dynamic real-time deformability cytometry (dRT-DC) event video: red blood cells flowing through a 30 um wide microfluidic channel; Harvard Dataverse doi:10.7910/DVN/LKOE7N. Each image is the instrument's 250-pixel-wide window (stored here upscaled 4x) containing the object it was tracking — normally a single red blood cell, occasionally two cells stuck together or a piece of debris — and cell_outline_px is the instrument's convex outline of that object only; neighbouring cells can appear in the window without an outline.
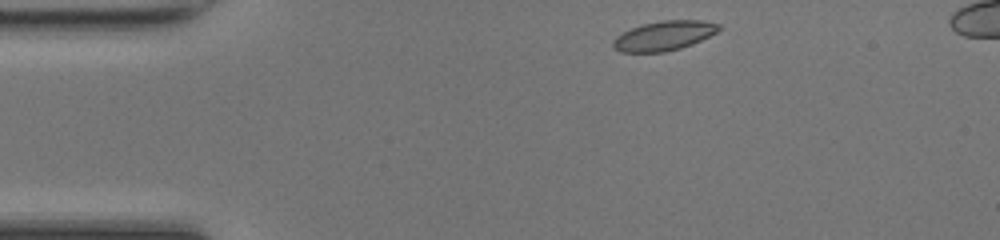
{"species": "common noctule bat (a hibernating species)", "species_latin": "Nyctalus noctula", "temperature_condition": "room temperature", "stored_images_in_passage": 40, "camera_frame_rate_fps": 3000, "um_per_image_px": 0.085, "animal": {"sex": "female", "body_mass_g": 17.0, "forearm_length_mm": 48.0}, "frame": {"image": 1, "passage_image": 1, "time_ms": 0.0, "image_size_px": [1000, 240], "cell_outline_px": [[720, 28], [716, 32], [692, 44], [680, 48], [664, 52], [620, 52], [612, 48], [612, 40], [616, 36], [632, 28], [644, 24], [660, 20], [700, 20], [720, 24]], "centroid_in_image_um": [56.4, 3.04], "position_along_channel_um": 28.6, "area_um2": 18.09}}
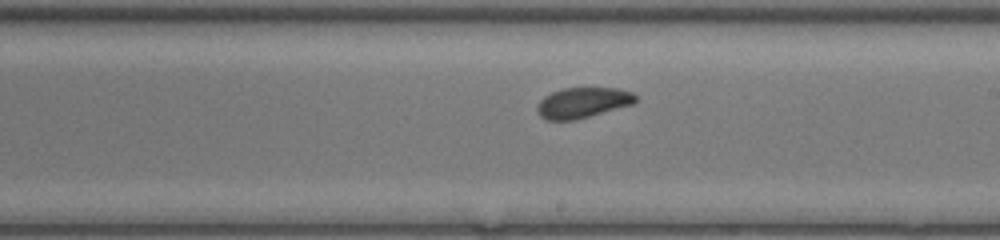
{"frame": {"image": 2, "passage_image": 20, "time_ms": 6.333, "image_size_px": [1000, 240], "cell_outline_px": [[640, 100], [632, 104], [588, 116], [572, 120], [548, 120], [540, 116], [536, 108], [540, 100], [544, 96], [552, 92], [564, 88], [616, 88], [632, 92]], "centroid_in_image_um": [49.53, 8.71], "position_along_channel_um": 239.5, "area_um2": 17.28}}
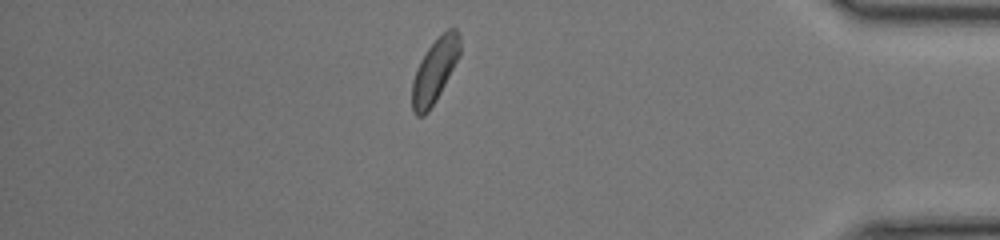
{"frame": {"image": 3, "passage_image": 34, "time_ms": 11.0, "image_size_px": [1000, 240], "cell_outline_px": [[460, 56], [436, 100], [428, 112], [424, 116], [416, 116], [412, 112], [412, 80], [416, 68], [420, 60], [428, 48], [448, 28], [456, 28], [460, 36]], "centroid_in_image_um": [36.94, 6.03], "position_along_channel_um": 398.3, "area_um2": 17.8}}